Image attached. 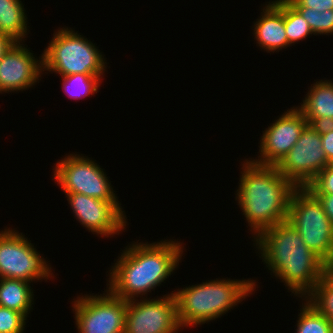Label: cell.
<instances>
[{
	"mask_svg": "<svg viewBox=\"0 0 333 333\" xmlns=\"http://www.w3.org/2000/svg\"><path fill=\"white\" fill-rule=\"evenodd\" d=\"M260 258L294 295L306 298L328 272V265L304 243L286 220L255 238Z\"/></svg>",
	"mask_w": 333,
	"mask_h": 333,
	"instance_id": "cell-1",
	"label": "cell"
},
{
	"mask_svg": "<svg viewBox=\"0 0 333 333\" xmlns=\"http://www.w3.org/2000/svg\"><path fill=\"white\" fill-rule=\"evenodd\" d=\"M183 249L180 241L168 239L130 244L109 270L108 290L126 301L146 295L177 269Z\"/></svg>",
	"mask_w": 333,
	"mask_h": 333,
	"instance_id": "cell-2",
	"label": "cell"
},
{
	"mask_svg": "<svg viewBox=\"0 0 333 333\" xmlns=\"http://www.w3.org/2000/svg\"><path fill=\"white\" fill-rule=\"evenodd\" d=\"M241 169L235 200L255 239L264 230L287 220L290 198L297 187L276 166L246 159Z\"/></svg>",
	"mask_w": 333,
	"mask_h": 333,
	"instance_id": "cell-3",
	"label": "cell"
},
{
	"mask_svg": "<svg viewBox=\"0 0 333 333\" xmlns=\"http://www.w3.org/2000/svg\"><path fill=\"white\" fill-rule=\"evenodd\" d=\"M255 280L214 279L172 291L177 301L182 328L202 325L221 318L256 289Z\"/></svg>",
	"mask_w": 333,
	"mask_h": 333,
	"instance_id": "cell-4",
	"label": "cell"
},
{
	"mask_svg": "<svg viewBox=\"0 0 333 333\" xmlns=\"http://www.w3.org/2000/svg\"><path fill=\"white\" fill-rule=\"evenodd\" d=\"M42 55L43 71L60 76L80 73L103 78L106 71L104 55L95 44L68 27L54 32Z\"/></svg>",
	"mask_w": 333,
	"mask_h": 333,
	"instance_id": "cell-5",
	"label": "cell"
},
{
	"mask_svg": "<svg viewBox=\"0 0 333 333\" xmlns=\"http://www.w3.org/2000/svg\"><path fill=\"white\" fill-rule=\"evenodd\" d=\"M287 221L312 252L328 266L333 262V226L321 202L306 187H297L292 193Z\"/></svg>",
	"mask_w": 333,
	"mask_h": 333,
	"instance_id": "cell-6",
	"label": "cell"
},
{
	"mask_svg": "<svg viewBox=\"0 0 333 333\" xmlns=\"http://www.w3.org/2000/svg\"><path fill=\"white\" fill-rule=\"evenodd\" d=\"M22 234L12 228L0 231V278L47 281L51 266Z\"/></svg>",
	"mask_w": 333,
	"mask_h": 333,
	"instance_id": "cell-7",
	"label": "cell"
},
{
	"mask_svg": "<svg viewBox=\"0 0 333 333\" xmlns=\"http://www.w3.org/2000/svg\"><path fill=\"white\" fill-rule=\"evenodd\" d=\"M53 179L64 193H79L103 201H118L106 173L88 156L70 154L57 161Z\"/></svg>",
	"mask_w": 333,
	"mask_h": 333,
	"instance_id": "cell-8",
	"label": "cell"
},
{
	"mask_svg": "<svg viewBox=\"0 0 333 333\" xmlns=\"http://www.w3.org/2000/svg\"><path fill=\"white\" fill-rule=\"evenodd\" d=\"M98 295H82L72 301L79 333H124L127 301L108 289Z\"/></svg>",
	"mask_w": 333,
	"mask_h": 333,
	"instance_id": "cell-9",
	"label": "cell"
},
{
	"mask_svg": "<svg viewBox=\"0 0 333 333\" xmlns=\"http://www.w3.org/2000/svg\"><path fill=\"white\" fill-rule=\"evenodd\" d=\"M328 164L321 136L308 124L276 167L296 187H307Z\"/></svg>",
	"mask_w": 333,
	"mask_h": 333,
	"instance_id": "cell-10",
	"label": "cell"
},
{
	"mask_svg": "<svg viewBox=\"0 0 333 333\" xmlns=\"http://www.w3.org/2000/svg\"><path fill=\"white\" fill-rule=\"evenodd\" d=\"M127 300L124 333H178L177 301L173 293L157 299Z\"/></svg>",
	"mask_w": 333,
	"mask_h": 333,
	"instance_id": "cell-11",
	"label": "cell"
},
{
	"mask_svg": "<svg viewBox=\"0 0 333 333\" xmlns=\"http://www.w3.org/2000/svg\"><path fill=\"white\" fill-rule=\"evenodd\" d=\"M65 195L75 218L89 232L113 237L125 230L127 218L119 201H103L79 193Z\"/></svg>",
	"mask_w": 333,
	"mask_h": 333,
	"instance_id": "cell-12",
	"label": "cell"
},
{
	"mask_svg": "<svg viewBox=\"0 0 333 333\" xmlns=\"http://www.w3.org/2000/svg\"><path fill=\"white\" fill-rule=\"evenodd\" d=\"M293 106L284 112L260 137L258 159H251L259 165L276 166L298 141L302 131L308 125L302 112Z\"/></svg>",
	"mask_w": 333,
	"mask_h": 333,
	"instance_id": "cell-13",
	"label": "cell"
},
{
	"mask_svg": "<svg viewBox=\"0 0 333 333\" xmlns=\"http://www.w3.org/2000/svg\"><path fill=\"white\" fill-rule=\"evenodd\" d=\"M40 57L35 58L23 42H14L0 60V93L32 88L44 72Z\"/></svg>",
	"mask_w": 333,
	"mask_h": 333,
	"instance_id": "cell-14",
	"label": "cell"
},
{
	"mask_svg": "<svg viewBox=\"0 0 333 333\" xmlns=\"http://www.w3.org/2000/svg\"><path fill=\"white\" fill-rule=\"evenodd\" d=\"M256 20L253 35L261 49L274 53L290 46L285 31V0L269 1Z\"/></svg>",
	"mask_w": 333,
	"mask_h": 333,
	"instance_id": "cell-15",
	"label": "cell"
},
{
	"mask_svg": "<svg viewBox=\"0 0 333 333\" xmlns=\"http://www.w3.org/2000/svg\"><path fill=\"white\" fill-rule=\"evenodd\" d=\"M302 102L297 108L306 119L328 116L333 118V82L319 80L313 86L311 84Z\"/></svg>",
	"mask_w": 333,
	"mask_h": 333,
	"instance_id": "cell-16",
	"label": "cell"
},
{
	"mask_svg": "<svg viewBox=\"0 0 333 333\" xmlns=\"http://www.w3.org/2000/svg\"><path fill=\"white\" fill-rule=\"evenodd\" d=\"M29 283L23 280L0 278V306L21 312L28 317L34 304V294Z\"/></svg>",
	"mask_w": 333,
	"mask_h": 333,
	"instance_id": "cell-17",
	"label": "cell"
},
{
	"mask_svg": "<svg viewBox=\"0 0 333 333\" xmlns=\"http://www.w3.org/2000/svg\"><path fill=\"white\" fill-rule=\"evenodd\" d=\"M27 16L21 0H0V33L15 42L27 36ZM23 39V40H22Z\"/></svg>",
	"mask_w": 333,
	"mask_h": 333,
	"instance_id": "cell-18",
	"label": "cell"
},
{
	"mask_svg": "<svg viewBox=\"0 0 333 333\" xmlns=\"http://www.w3.org/2000/svg\"><path fill=\"white\" fill-rule=\"evenodd\" d=\"M295 333H333V324L312 303L304 298Z\"/></svg>",
	"mask_w": 333,
	"mask_h": 333,
	"instance_id": "cell-19",
	"label": "cell"
},
{
	"mask_svg": "<svg viewBox=\"0 0 333 333\" xmlns=\"http://www.w3.org/2000/svg\"><path fill=\"white\" fill-rule=\"evenodd\" d=\"M62 79L64 92L73 100L97 94L101 83L99 76L80 73L62 76Z\"/></svg>",
	"mask_w": 333,
	"mask_h": 333,
	"instance_id": "cell-20",
	"label": "cell"
},
{
	"mask_svg": "<svg viewBox=\"0 0 333 333\" xmlns=\"http://www.w3.org/2000/svg\"><path fill=\"white\" fill-rule=\"evenodd\" d=\"M306 299L333 324V274L328 271Z\"/></svg>",
	"mask_w": 333,
	"mask_h": 333,
	"instance_id": "cell-21",
	"label": "cell"
},
{
	"mask_svg": "<svg viewBox=\"0 0 333 333\" xmlns=\"http://www.w3.org/2000/svg\"><path fill=\"white\" fill-rule=\"evenodd\" d=\"M285 31L290 45L314 35L308 22L287 0H285Z\"/></svg>",
	"mask_w": 333,
	"mask_h": 333,
	"instance_id": "cell-22",
	"label": "cell"
},
{
	"mask_svg": "<svg viewBox=\"0 0 333 333\" xmlns=\"http://www.w3.org/2000/svg\"><path fill=\"white\" fill-rule=\"evenodd\" d=\"M308 22L314 35H333V9L322 12L309 7H294Z\"/></svg>",
	"mask_w": 333,
	"mask_h": 333,
	"instance_id": "cell-23",
	"label": "cell"
},
{
	"mask_svg": "<svg viewBox=\"0 0 333 333\" xmlns=\"http://www.w3.org/2000/svg\"><path fill=\"white\" fill-rule=\"evenodd\" d=\"M26 320L23 313L0 306V333H23Z\"/></svg>",
	"mask_w": 333,
	"mask_h": 333,
	"instance_id": "cell-24",
	"label": "cell"
},
{
	"mask_svg": "<svg viewBox=\"0 0 333 333\" xmlns=\"http://www.w3.org/2000/svg\"><path fill=\"white\" fill-rule=\"evenodd\" d=\"M313 194H333V164H328L306 187Z\"/></svg>",
	"mask_w": 333,
	"mask_h": 333,
	"instance_id": "cell-25",
	"label": "cell"
},
{
	"mask_svg": "<svg viewBox=\"0 0 333 333\" xmlns=\"http://www.w3.org/2000/svg\"><path fill=\"white\" fill-rule=\"evenodd\" d=\"M293 7H309L322 12L333 9V0H287Z\"/></svg>",
	"mask_w": 333,
	"mask_h": 333,
	"instance_id": "cell-26",
	"label": "cell"
},
{
	"mask_svg": "<svg viewBox=\"0 0 333 333\" xmlns=\"http://www.w3.org/2000/svg\"><path fill=\"white\" fill-rule=\"evenodd\" d=\"M306 121L320 135L333 131V118L329 116L319 118H307Z\"/></svg>",
	"mask_w": 333,
	"mask_h": 333,
	"instance_id": "cell-27",
	"label": "cell"
},
{
	"mask_svg": "<svg viewBox=\"0 0 333 333\" xmlns=\"http://www.w3.org/2000/svg\"><path fill=\"white\" fill-rule=\"evenodd\" d=\"M321 202L324 212L333 226V194H314Z\"/></svg>",
	"mask_w": 333,
	"mask_h": 333,
	"instance_id": "cell-28",
	"label": "cell"
},
{
	"mask_svg": "<svg viewBox=\"0 0 333 333\" xmlns=\"http://www.w3.org/2000/svg\"><path fill=\"white\" fill-rule=\"evenodd\" d=\"M320 136L323 150L327 157V161L330 164H333V131Z\"/></svg>",
	"mask_w": 333,
	"mask_h": 333,
	"instance_id": "cell-29",
	"label": "cell"
},
{
	"mask_svg": "<svg viewBox=\"0 0 333 333\" xmlns=\"http://www.w3.org/2000/svg\"><path fill=\"white\" fill-rule=\"evenodd\" d=\"M14 42L15 41H13L10 37L0 33V60Z\"/></svg>",
	"mask_w": 333,
	"mask_h": 333,
	"instance_id": "cell-30",
	"label": "cell"
},
{
	"mask_svg": "<svg viewBox=\"0 0 333 333\" xmlns=\"http://www.w3.org/2000/svg\"><path fill=\"white\" fill-rule=\"evenodd\" d=\"M328 271L333 274V262L328 266Z\"/></svg>",
	"mask_w": 333,
	"mask_h": 333,
	"instance_id": "cell-31",
	"label": "cell"
}]
</instances>
